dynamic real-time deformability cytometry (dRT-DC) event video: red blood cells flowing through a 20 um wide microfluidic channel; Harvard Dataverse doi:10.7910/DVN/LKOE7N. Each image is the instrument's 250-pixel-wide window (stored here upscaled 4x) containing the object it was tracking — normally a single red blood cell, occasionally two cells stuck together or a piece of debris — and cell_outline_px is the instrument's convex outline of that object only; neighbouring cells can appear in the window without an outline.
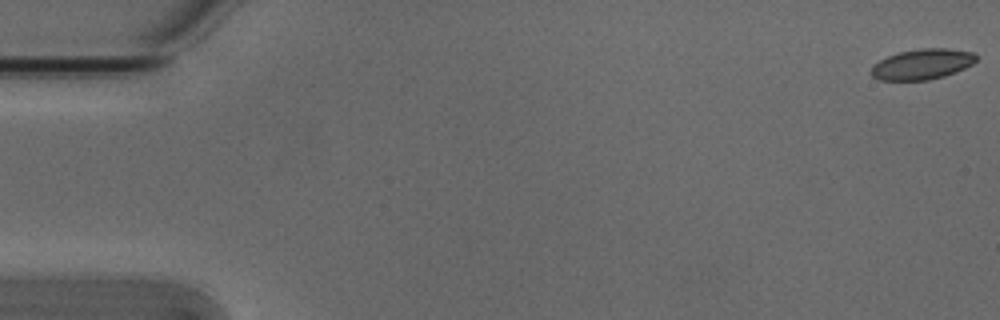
{"species": "Egyptian fruit bat (a non-hibernating species)", "species_latin": "Rousettus aegyptiacus", "temperature_condition": "cold", "stored_images_in_passage": 6, "segment_of_instrument_passage": [1, 2], "camera_frame_rate_fps": 3000, "um_per_image_px": 0.085, "animal": {"sex": "male"}, "frame": {"image": 1, "passage_image": 1, "time_ms": 0.0, "image_size_px": [1000, 320], "cell_outline_px": [[976, 60], [972, 64], [956, 72], [944, 76], [928, 80], [880, 80], [872, 76], [868, 72], [872, 64], [888, 56], [900, 52], [920, 48], [948, 48], [972, 52], [976, 56]], "centroid_in_image_um": [78.35, 5.46], "position_along_channel_um": 6.7, "area_um2": 18.73}}